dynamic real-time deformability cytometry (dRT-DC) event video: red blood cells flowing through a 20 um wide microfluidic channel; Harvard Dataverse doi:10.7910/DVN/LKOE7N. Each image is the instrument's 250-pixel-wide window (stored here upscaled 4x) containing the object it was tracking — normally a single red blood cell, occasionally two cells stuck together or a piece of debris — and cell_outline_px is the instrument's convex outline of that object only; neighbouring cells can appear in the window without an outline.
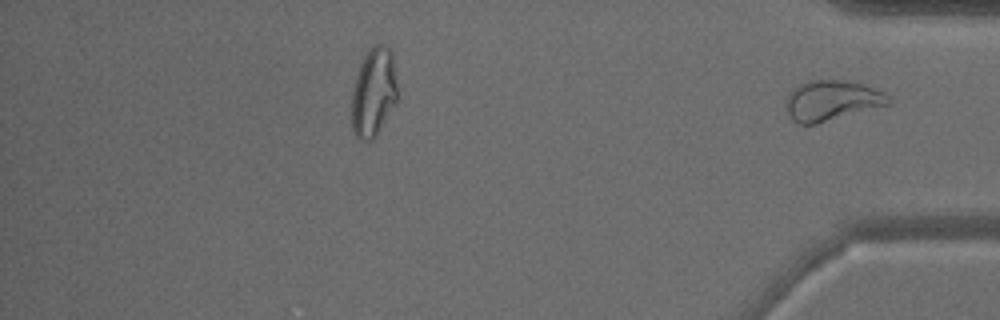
{"species": "common noctule bat (a hibernating species)", "species_latin": "Nyctalus noctula", "temperature_condition": "warm", "stored_images_in_passage": 30, "segment_of_instrument_passage": [2, 2], "camera_frame_rate_fps": 3000, "um_per_image_px": 0.085, "animal": {"sex": "male", "body_mass_g": 15.6}, "frame": {"image": 1, "passage_image": 30, "time_ms": 9.667, "image_size_px": [1000, 320], "cell_outline_px": [[892, 104], [816, 124], [800, 124], [792, 120], [784, 104], [788, 92], [796, 84], [808, 80], [848, 80], [864, 84], [884, 92], [892, 100]], "centroid_in_image_um": [70.69, 8.53], "position_along_channel_um": 364.5, "area_um2": 24.57}}